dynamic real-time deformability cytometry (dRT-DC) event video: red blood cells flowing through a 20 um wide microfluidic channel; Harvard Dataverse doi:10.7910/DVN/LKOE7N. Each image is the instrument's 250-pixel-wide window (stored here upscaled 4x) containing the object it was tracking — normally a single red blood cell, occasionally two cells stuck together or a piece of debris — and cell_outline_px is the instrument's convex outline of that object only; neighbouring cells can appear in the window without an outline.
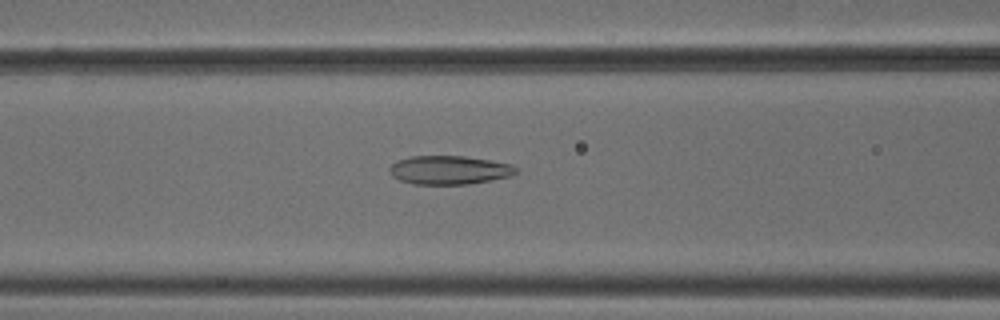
{"species": "common noctule bat (a hibernating species)", "species_latin": "Nyctalus noctula", "temperature_condition": "cold", "stored_images_in_passage": 53, "camera_frame_rate_fps": 3000, "um_per_image_px": 0.085, "animal": {"sex": "male", "body_mass_g": 18.8}, "frame": {"image": 1, "passage_image": 22, "time_ms": 7.0, "image_size_px": [1000, 320], "cell_outline_px": [[520, 172], [512, 176], [492, 180], [468, 184], [412, 184], [400, 180], [392, 176], [388, 172], [388, 168], [396, 160], [412, 156], [464, 156], [512, 164]], "centroid_in_image_um": [38.18, 14.45], "position_along_channel_um": 128.4, "area_um2": 21.33}}
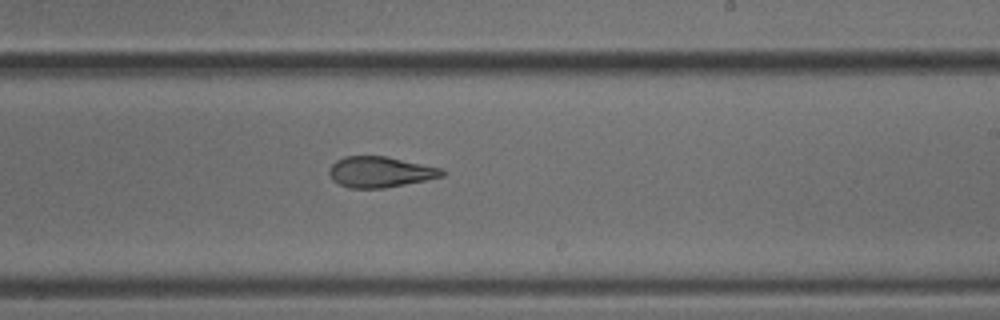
{"frame": {"image": 2, "passage_image": 32, "time_ms": 10.333, "image_size_px": [1000, 320], "cell_outline_px": [[444, 176], [384, 188], [348, 188], [332, 180], [328, 172], [332, 164], [336, 160], [344, 156], [384, 156], [444, 168]], "centroid_in_image_um": [32.3, 14.61], "position_along_channel_um": 256.7, "area_um2": 20.17}}
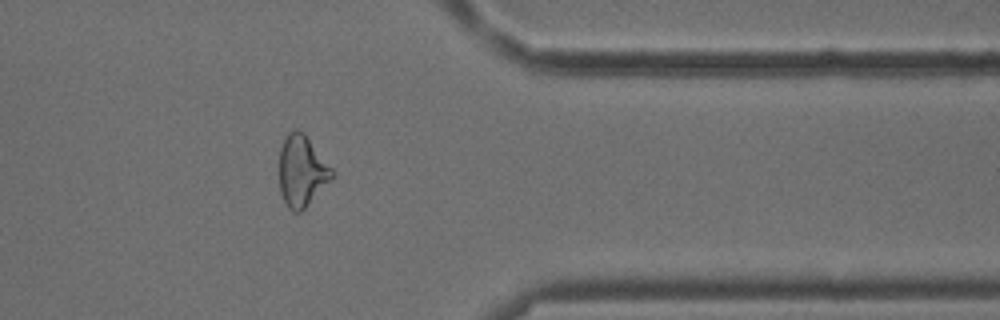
{"frame": {"image": 3, "passage_image": 43, "time_ms": 14.0, "image_size_px": [1000, 320], "cell_outline_px": [[332, 176], [304, 208], [300, 212], [292, 212], [288, 208], [280, 192], [280, 148], [288, 132], [292, 128], [296, 128], [304, 132], [332, 168]], "centroid_in_image_um": [25.61, 14.48], "position_along_channel_um": 385.8, "area_um2": 21.39}, "authors_computed_cell_mechanics": {"area_um2": 22.831, "velocity_mm_per_s": 3.8443, "shape_relaxation_time_tau1_ms": null, "shape_relaxation_time_tau2_ms": 2.2151, "deformation_change_tau1": null, "deformation_change_tau2": 0.0916}}